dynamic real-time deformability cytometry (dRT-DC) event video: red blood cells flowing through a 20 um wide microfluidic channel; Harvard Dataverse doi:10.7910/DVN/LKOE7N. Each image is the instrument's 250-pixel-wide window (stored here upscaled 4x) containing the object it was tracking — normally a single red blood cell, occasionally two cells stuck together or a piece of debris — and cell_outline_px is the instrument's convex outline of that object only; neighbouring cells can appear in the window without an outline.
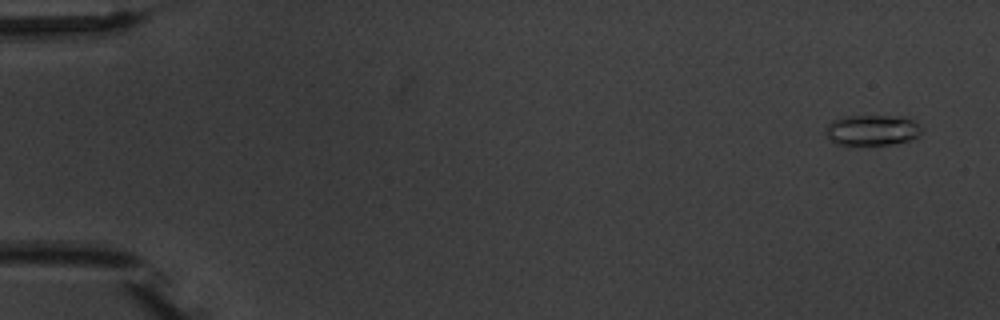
{"species": "common noctule bat (a hibernating species)", "species_latin": "Nyctalus noctula", "temperature_condition": "warm", "stored_images_in_passage": 6, "camera_frame_rate_fps": 3000, "um_per_image_px": 0.085, "animal": {"sex": "male", "body_mass_g": 20.1, "forearm_length_mm": 53.5}, "frame": {"image": 1, "passage_image": 1, "time_ms": 0.0, "image_size_px": [1000, 320], "cell_outline_px": [[924, 132], [920, 136], [908, 140], [892, 144], [836, 144], [824, 132], [828, 124], [832, 120], [844, 116], [900, 116], [912, 120], [920, 124]], "centroid_in_image_um": [74.17, 11.05], "position_along_channel_um": 10.8, "area_um2": 17.11}}